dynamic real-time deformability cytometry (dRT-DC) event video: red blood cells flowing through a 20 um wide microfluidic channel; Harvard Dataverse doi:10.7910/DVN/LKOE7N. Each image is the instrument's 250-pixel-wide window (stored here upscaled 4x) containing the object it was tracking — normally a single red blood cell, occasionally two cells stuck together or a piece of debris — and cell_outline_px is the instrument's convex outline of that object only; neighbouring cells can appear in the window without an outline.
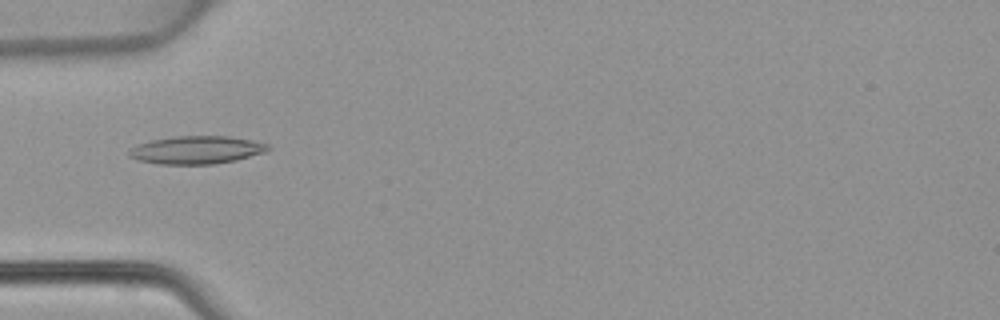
{"species": "common noctule bat (a hibernating species)", "species_latin": "Nyctalus noctula", "temperature_condition": "warm", "stored_images_in_passage": 44, "camera_frame_rate_fps": 3000, "um_per_image_px": 0.085, "animal": {"sex": "female", "body_mass_g": 22.7, "forearm_length_mm": 54.2}, "frame": {"image": 1, "passage_image": 12, "time_ms": 3.667, "image_size_px": [1000, 320], "cell_outline_px": [[272, 148], [264, 152], [236, 160], [212, 164], [160, 164], [140, 160], [128, 156], [128, 148], [136, 144], [152, 140], [172, 136], [228, 136], [252, 140], [268, 144]], "centroid_in_image_um": [16.68, 12.73], "position_along_channel_um": 68.3, "area_um2": 22.66}}
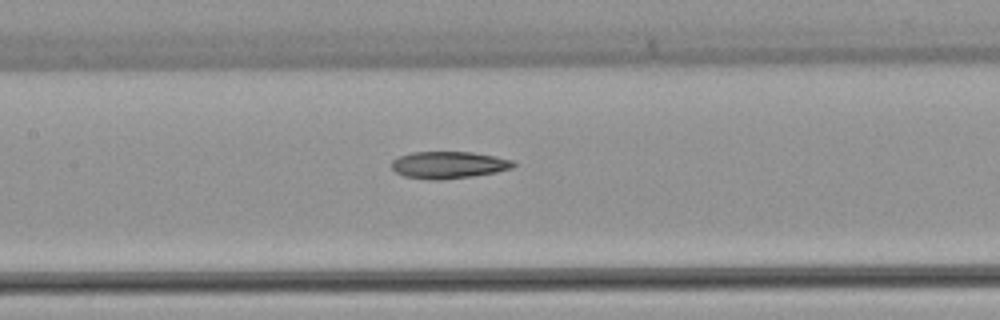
{"frame": {"image": 2, "passage_image": 19, "time_ms": 6.0, "image_size_px": [1000, 320], "cell_outline_px": [[516, 164], [512, 168], [496, 172], [472, 176], [440, 180], [432, 180], [404, 176], [396, 172], [392, 168], [392, 160], [400, 156], [412, 152], [472, 152], [512, 160]], "centroid_in_image_um": [38.12, 14.02], "position_along_channel_um": 169.3, "area_um2": 19.02}}
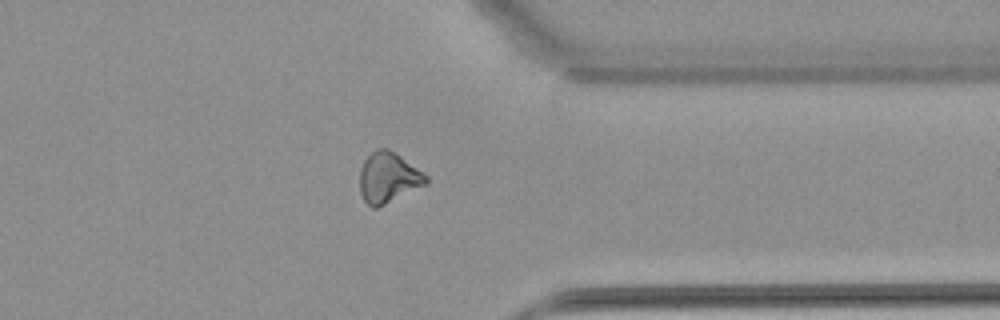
{"frame": {"image": 3, "passage_image": 34, "time_ms": 11.0, "image_size_px": [1000, 320], "cell_outline_px": [[428, 184], [376, 208], [372, 208], [364, 200], [360, 192], [360, 168], [364, 160], [376, 148], [388, 148], [400, 156], [428, 176]], "centroid_in_image_um": [33.0, 15.1], "position_along_channel_um": 378.4, "area_um2": 19.42}}